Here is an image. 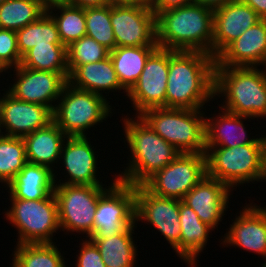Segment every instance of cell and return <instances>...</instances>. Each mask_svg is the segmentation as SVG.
I'll use <instances>...</instances> for the list:
<instances>
[{"mask_svg":"<svg viewBox=\"0 0 266 267\" xmlns=\"http://www.w3.org/2000/svg\"><path fill=\"white\" fill-rule=\"evenodd\" d=\"M215 58L201 51L169 50L165 108L204 109L214 96Z\"/></svg>","mask_w":266,"mask_h":267,"instance_id":"6da1fadb","label":"cell"},{"mask_svg":"<svg viewBox=\"0 0 266 267\" xmlns=\"http://www.w3.org/2000/svg\"><path fill=\"white\" fill-rule=\"evenodd\" d=\"M213 26L214 10L195 2L161 12L156 16L157 45L213 56Z\"/></svg>","mask_w":266,"mask_h":267,"instance_id":"7a4b0ae2","label":"cell"},{"mask_svg":"<svg viewBox=\"0 0 266 267\" xmlns=\"http://www.w3.org/2000/svg\"><path fill=\"white\" fill-rule=\"evenodd\" d=\"M122 118L125 138L129 146L128 167L119 173L117 180L142 185L156 171L171 163L180 152L160 137L140 116ZM137 119V120H136Z\"/></svg>","mask_w":266,"mask_h":267,"instance_id":"3957f363","label":"cell"},{"mask_svg":"<svg viewBox=\"0 0 266 267\" xmlns=\"http://www.w3.org/2000/svg\"><path fill=\"white\" fill-rule=\"evenodd\" d=\"M215 67L214 96L224 110L255 119L266 117V67ZM225 98V100H224Z\"/></svg>","mask_w":266,"mask_h":267,"instance_id":"277c9868","label":"cell"},{"mask_svg":"<svg viewBox=\"0 0 266 267\" xmlns=\"http://www.w3.org/2000/svg\"><path fill=\"white\" fill-rule=\"evenodd\" d=\"M266 144L205 147L207 175L234 187L263 180Z\"/></svg>","mask_w":266,"mask_h":267,"instance_id":"5b68a950","label":"cell"},{"mask_svg":"<svg viewBox=\"0 0 266 267\" xmlns=\"http://www.w3.org/2000/svg\"><path fill=\"white\" fill-rule=\"evenodd\" d=\"M204 114L202 109L161 107L148 109L139 116L180 153H205Z\"/></svg>","mask_w":266,"mask_h":267,"instance_id":"8992f818","label":"cell"},{"mask_svg":"<svg viewBox=\"0 0 266 267\" xmlns=\"http://www.w3.org/2000/svg\"><path fill=\"white\" fill-rule=\"evenodd\" d=\"M58 100L52 112L53 122L67 137L87 136L86 130L113 113L105 96L77 89L68 82Z\"/></svg>","mask_w":266,"mask_h":267,"instance_id":"52a82bcc","label":"cell"},{"mask_svg":"<svg viewBox=\"0 0 266 267\" xmlns=\"http://www.w3.org/2000/svg\"><path fill=\"white\" fill-rule=\"evenodd\" d=\"M5 217L18 230V244L55 243L53 234L60 229L54 193L45 199L11 198Z\"/></svg>","mask_w":266,"mask_h":267,"instance_id":"ba28073f","label":"cell"},{"mask_svg":"<svg viewBox=\"0 0 266 267\" xmlns=\"http://www.w3.org/2000/svg\"><path fill=\"white\" fill-rule=\"evenodd\" d=\"M103 186L55 184L53 193L62 231L86 234L89 239L93 236L98 200L107 190Z\"/></svg>","mask_w":266,"mask_h":267,"instance_id":"9c48e42d","label":"cell"},{"mask_svg":"<svg viewBox=\"0 0 266 267\" xmlns=\"http://www.w3.org/2000/svg\"><path fill=\"white\" fill-rule=\"evenodd\" d=\"M206 175L205 153H180L142 185L156 196L183 200Z\"/></svg>","mask_w":266,"mask_h":267,"instance_id":"30bf717a","label":"cell"},{"mask_svg":"<svg viewBox=\"0 0 266 267\" xmlns=\"http://www.w3.org/2000/svg\"><path fill=\"white\" fill-rule=\"evenodd\" d=\"M100 196L94 215L93 236L106 238L135 223V186L117 180Z\"/></svg>","mask_w":266,"mask_h":267,"instance_id":"8fae6325","label":"cell"},{"mask_svg":"<svg viewBox=\"0 0 266 267\" xmlns=\"http://www.w3.org/2000/svg\"><path fill=\"white\" fill-rule=\"evenodd\" d=\"M149 192L143 185H135V222L154 226L172 246L180 258V202Z\"/></svg>","mask_w":266,"mask_h":267,"instance_id":"7c38bea8","label":"cell"},{"mask_svg":"<svg viewBox=\"0 0 266 267\" xmlns=\"http://www.w3.org/2000/svg\"><path fill=\"white\" fill-rule=\"evenodd\" d=\"M116 47H158L156 16L149 3L111 5Z\"/></svg>","mask_w":266,"mask_h":267,"instance_id":"4fadbf2b","label":"cell"},{"mask_svg":"<svg viewBox=\"0 0 266 267\" xmlns=\"http://www.w3.org/2000/svg\"><path fill=\"white\" fill-rule=\"evenodd\" d=\"M169 49L157 48L147 59L137 83L127 94L135 116L152 108H165Z\"/></svg>","mask_w":266,"mask_h":267,"instance_id":"5bb4252c","label":"cell"},{"mask_svg":"<svg viewBox=\"0 0 266 267\" xmlns=\"http://www.w3.org/2000/svg\"><path fill=\"white\" fill-rule=\"evenodd\" d=\"M13 69L16 73L15 83L9 86L7 92L15 99L44 105L53 112L55 101H58L68 81L60 73L30 69L20 65Z\"/></svg>","mask_w":266,"mask_h":267,"instance_id":"9a60e30c","label":"cell"},{"mask_svg":"<svg viewBox=\"0 0 266 267\" xmlns=\"http://www.w3.org/2000/svg\"><path fill=\"white\" fill-rule=\"evenodd\" d=\"M1 129L5 136L24 137L53 121L52 111L41 104L15 99L7 91L0 97ZM5 129V130H4Z\"/></svg>","mask_w":266,"mask_h":267,"instance_id":"2e32d148","label":"cell"},{"mask_svg":"<svg viewBox=\"0 0 266 267\" xmlns=\"http://www.w3.org/2000/svg\"><path fill=\"white\" fill-rule=\"evenodd\" d=\"M239 216L230 224V228L221 240L224 246H237L239 249L252 251L266 257V206L246 204Z\"/></svg>","mask_w":266,"mask_h":267,"instance_id":"e0dca14e","label":"cell"},{"mask_svg":"<svg viewBox=\"0 0 266 267\" xmlns=\"http://www.w3.org/2000/svg\"><path fill=\"white\" fill-rule=\"evenodd\" d=\"M90 138L87 136L67 137L61 150L60 163L66 171L65 176L69 178L55 184L68 185H103L97 178L98 161L96 151L93 149ZM66 143V144H65ZM97 156V157H96Z\"/></svg>","mask_w":266,"mask_h":267,"instance_id":"ac0fdd59","label":"cell"},{"mask_svg":"<svg viewBox=\"0 0 266 267\" xmlns=\"http://www.w3.org/2000/svg\"><path fill=\"white\" fill-rule=\"evenodd\" d=\"M260 20L256 11L241 0L214 9L213 57Z\"/></svg>","mask_w":266,"mask_h":267,"instance_id":"d6986e66","label":"cell"},{"mask_svg":"<svg viewBox=\"0 0 266 267\" xmlns=\"http://www.w3.org/2000/svg\"><path fill=\"white\" fill-rule=\"evenodd\" d=\"M231 191L224 183L206 175L182 201L196 212L203 223L214 230L228 210Z\"/></svg>","mask_w":266,"mask_h":267,"instance_id":"ffe728a7","label":"cell"},{"mask_svg":"<svg viewBox=\"0 0 266 267\" xmlns=\"http://www.w3.org/2000/svg\"><path fill=\"white\" fill-rule=\"evenodd\" d=\"M266 67V19H261L216 58L215 67Z\"/></svg>","mask_w":266,"mask_h":267,"instance_id":"44dd1931","label":"cell"},{"mask_svg":"<svg viewBox=\"0 0 266 267\" xmlns=\"http://www.w3.org/2000/svg\"><path fill=\"white\" fill-rule=\"evenodd\" d=\"M215 117H205V147H236L246 144H266V135L250 138L245 121L251 117L238 115L220 108Z\"/></svg>","mask_w":266,"mask_h":267,"instance_id":"7402d4cb","label":"cell"},{"mask_svg":"<svg viewBox=\"0 0 266 267\" xmlns=\"http://www.w3.org/2000/svg\"><path fill=\"white\" fill-rule=\"evenodd\" d=\"M56 177L49 167L27 162L7 185L9 196L25 200L45 199L54 192Z\"/></svg>","mask_w":266,"mask_h":267,"instance_id":"603a6c76","label":"cell"},{"mask_svg":"<svg viewBox=\"0 0 266 267\" xmlns=\"http://www.w3.org/2000/svg\"><path fill=\"white\" fill-rule=\"evenodd\" d=\"M66 138L65 133L53 121L46 127L25 135L23 139L27 162L44 165L54 171L53 165L60 159Z\"/></svg>","mask_w":266,"mask_h":267,"instance_id":"cb8c5ba5","label":"cell"},{"mask_svg":"<svg viewBox=\"0 0 266 267\" xmlns=\"http://www.w3.org/2000/svg\"><path fill=\"white\" fill-rule=\"evenodd\" d=\"M68 83L77 89L90 91L101 96H104V91L110 92L111 90L112 92L123 90L126 96L128 94L118 80L110 56L95 63L78 66L69 75Z\"/></svg>","mask_w":266,"mask_h":267,"instance_id":"d4e9b609","label":"cell"},{"mask_svg":"<svg viewBox=\"0 0 266 267\" xmlns=\"http://www.w3.org/2000/svg\"><path fill=\"white\" fill-rule=\"evenodd\" d=\"M180 259L188 266L194 267L197 264V257L207 245L209 233L213 229L203 223L196 212L183 201L180 202Z\"/></svg>","mask_w":266,"mask_h":267,"instance_id":"484cf974","label":"cell"},{"mask_svg":"<svg viewBox=\"0 0 266 267\" xmlns=\"http://www.w3.org/2000/svg\"><path fill=\"white\" fill-rule=\"evenodd\" d=\"M158 47H116L109 56L121 86L129 92L137 83L148 57Z\"/></svg>","mask_w":266,"mask_h":267,"instance_id":"4316f807","label":"cell"},{"mask_svg":"<svg viewBox=\"0 0 266 267\" xmlns=\"http://www.w3.org/2000/svg\"><path fill=\"white\" fill-rule=\"evenodd\" d=\"M137 223L127 227L122 233L106 238L91 239L98 247L106 267H134L137 247L133 240Z\"/></svg>","mask_w":266,"mask_h":267,"instance_id":"83f0119b","label":"cell"},{"mask_svg":"<svg viewBox=\"0 0 266 267\" xmlns=\"http://www.w3.org/2000/svg\"><path fill=\"white\" fill-rule=\"evenodd\" d=\"M11 267H66L55 243L18 244Z\"/></svg>","mask_w":266,"mask_h":267,"instance_id":"f1b7e54d","label":"cell"},{"mask_svg":"<svg viewBox=\"0 0 266 267\" xmlns=\"http://www.w3.org/2000/svg\"><path fill=\"white\" fill-rule=\"evenodd\" d=\"M20 66L60 73L67 81L69 79L67 47L64 45H37L22 56Z\"/></svg>","mask_w":266,"mask_h":267,"instance_id":"f546056e","label":"cell"},{"mask_svg":"<svg viewBox=\"0 0 266 267\" xmlns=\"http://www.w3.org/2000/svg\"><path fill=\"white\" fill-rule=\"evenodd\" d=\"M16 36L21 57L37 45H63L57 25L47 12L37 21L16 31Z\"/></svg>","mask_w":266,"mask_h":267,"instance_id":"4dcf8cb0","label":"cell"},{"mask_svg":"<svg viewBox=\"0 0 266 267\" xmlns=\"http://www.w3.org/2000/svg\"><path fill=\"white\" fill-rule=\"evenodd\" d=\"M53 10L60 13H55ZM57 25L62 44L68 47L74 41L86 35V20L84 8L60 3L46 9ZM59 14V15H58Z\"/></svg>","mask_w":266,"mask_h":267,"instance_id":"1f68e13d","label":"cell"},{"mask_svg":"<svg viewBox=\"0 0 266 267\" xmlns=\"http://www.w3.org/2000/svg\"><path fill=\"white\" fill-rule=\"evenodd\" d=\"M45 13L46 9L35 0H6L0 5V28L16 32Z\"/></svg>","mask_w":266,"mask_h":267,"instance_id":"d6a6232c","label":"cell"},{"mask_svg":"<svg viewBox=\"0 0 266 267\" xmlns=\"http://www.w3.org/2000/svg\"><path fill=\"white\" fill-rule=\"evenodd\" d=\"M27 163L23 137L0 136V182L7 186Z\"/></svg>","mask_w":266,"mask_h":267,"instance_id":"836d02e7","label":"cell"},{"mask_svg":"<svg viewBox=\"0 0 266 267\" xmlns=\"http://www.w3.org/2000/svg\"><path fill=\"white\" fill-rule=\"evenodd\" d=\"M86 35L93 38L109 51L116 48L113 26L111 24V5L84 8Z\"/></svg>","mask_w":266,"mask_h":267,"instance_id":"e575fe53","label":"cell"},{"mask_svg":"<svg viewBox=\"0 0 266 267\" xmlns=\"http://www.w3.org/2000/svg\"><path fill=\"white\" fill-rule=\"evenodd\" d=\"M110 51L90 36L84 35L67 47L69 75L80 65L95 63L109 57Z\"/></svg>","mask_w":266,"mask_h":267,"instance_id":"d590c367","label":"cell"},{"mask_svg":"<svg viewBox=\"0 0 266 267\" xmlns=\"http://www.w3.org/2000/svg\"><path fill=\"white\" fill-rule=\"evenodd\" d=\"M21 59L16 32L0 28V65L8 71L18 67Z\"/></svg>","mask_w":266,"mask_h":267,"instance_id":"8d00e7d4","label":"cell"},{"mask_svg":"<svg viewBox=\"0 0 266 267\" xmlns=\"http://www.w3.org/2000/svg\"><path fill=\"white\" fill-rule=\"evenodd\" d=\"M82 241V244H79L80 252L76 255V267H106L95 243L89 238Z\"/></svg>","mask_w":266,"mask_h":267,"instance_id":"74e56055","label":"cell"},{"mask_svg":"<svg viewBox=\"0 0 266 267\" xmlns=\"http://www.w3.org/2000/svg\"><path fill=\"white\" fill-rule=\"evenodd\" d=\"M191 3H194V0H149L150 8L155 13V16L161 12L183 7Z\"/></svg>","mask_w":266,"mask_h":267,"instance_id":"f35d334b","label":"cell"},{"mask_svg":"<svg viewBox=\"0 0 266 267\" xmlns=\"http://www.w3.org/2000/svg\"><path fill=\"white\" fill-rule=\"evenodd\" d=\"M64 3L80 8L101 7L109 5L108 0H65Z\"/></svg>","mask_w":266,"mask_h":267,"instance_id":"ab89813d","label":"cell"},{"mask_svg":"<svg viewBox=\"0 0 266 267\" xmlns=\"http://www.w3.org/2000/svg\"><path fill=\"white\" fill-rule=\"evenodd\" d=\"M252 9H254L257 15L261 19H266V0H241Z\"/></svg>","mask_w":266,"mask_h":267,"instance_id":"60d3db41","label":"cell"},{"mask_svg":"<svg viewBox=\"0 0 266 267\" xmlns=\"http://www.w3.org/2000/svg\"><path fill=\"white\" fill-rule=\"evenodd\" d=\"M232 1H235V0H194L195 3L211 8L213 10L216 8L222 7L225 4L232 2Z\"/></svg>","mask_w":266,"mask_h":267,"instance_id":"b9f144b4","label":"cell"},{"mask_svg":"<svg viewBox=\"0 0 266 267\" xmlns=\"http://www.w3.org/2000/svg\"><path fill=\"white\" fill-rule=\"evenodd\" d=\"M110 5H135L149 3V0H108Z\"/></svg>","mask_w":266,"mask_h":267,"instance_id":"7bdbcfd3","label":"cell"},{"mask_svg":"<svg viewBox=\"0 0 266 267\" xmlns=\"http://www.w3.org/2000/svg\"><path fill=\"white\" fill-rule=\"evenodd\" d=\"M39 2L45 9L52 7L54 5H59L60 3H64L65 0H35Z\"/></svg>","mask_w":266,"mask_h":267,"instance_id":"ee69618b","label":"cell"},{"mask_svg":"<svg viewBox=\"0 0 266 267\" xmlns=\"http://www.w3.org/2000/svg\"><path fill=\"white\" fill-rule=\"evenodd\" d=\"M263 180L266 181V148H265V160H264V174H263Z\"/></svg>","mask_w":266,"mask_h":267,"instance_id":"f6af8a7d","label":"cell"},{"mask_svg":"<svg viewBox=\"0 0 266 267\" xmlns=\"http://www.w3.org/2000/svg\"><path fill=\"white\" fill-rule=\"evenodd\" d=\"M3 71L6 72V70L0 65V74H1Z\"/></svg>","mask_w":266,"mask_h":267,"instance_id":"bcb514c9","label":"cell"},{"mask_svg":"<svg viewBox=\"0 0 266 267\" xmlns=\"http://www.w3.org/2000/svg\"><path fill=\"white\" fill-rule=\"evenodd\" d=\"M3 135L2 129H1V117H0V136Z\"/></svg>","mask_w":266,"mask_h":267,"instance_id":"7dc6e473","label":"cell"},{"mask_svg":"<svg viewBox=\"0 0 266 267\" xmlns=\"http://www.w3.org/2000/svg\"><path fill=\"white\" fill-rule=\"evenodd\" d=\"M264 260H265V262L263 264L261 263L262 267H266V257L264 258Z\"/></svg>","mask_w":266,"mask_h":267,"instance_id":"c3c4849f","label":"cell"},{"mask_svg":"<svg viewBox=\"0 0 266 267\" xmlns=\"http://www.w3.org/2000/svg\"><path fill=\"white\" fill-rule=\"evenodd\" d=\"M6 0H0V5L3 3V2H5Z\"/></svg>","mask_w":266,"mask_h":267,"instance_id":"681fc988","label":"cell"}]
</instances>
